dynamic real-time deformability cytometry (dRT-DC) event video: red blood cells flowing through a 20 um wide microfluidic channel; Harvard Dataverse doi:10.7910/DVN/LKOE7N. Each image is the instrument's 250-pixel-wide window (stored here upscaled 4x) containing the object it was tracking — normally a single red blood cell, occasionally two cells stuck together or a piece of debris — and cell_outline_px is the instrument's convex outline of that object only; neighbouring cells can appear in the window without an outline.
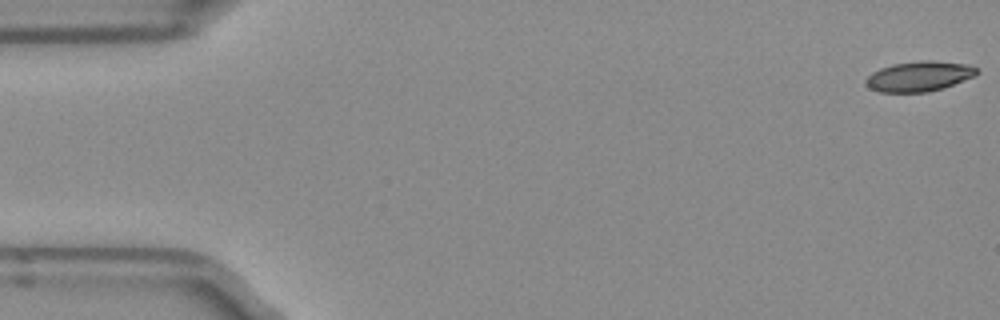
{"species": "Egyptian fruit bat (a non-hibernating species)", "species_latin": "Rousettus aegyptiacus", "temperature_condition": "room temperature", "stored_images_in_passage": 5, "camera_frame_rate_fps": 3000, "um_per_image_px": 0.085, "frame": {"image": 1, "passage_image": 1, "time_ms": 0.0, "image_size_px": [1000, 320], "cell_outline_px": [[980, 72], [972, 76], [952, 84], [928, 92], [880, 92], [868, 88], [864, 80], [872, 72], [880, 68], [892, 64], [920, 60], [932, 60], [968, 64], [976, 68]], "centroid_in_image_um": [78.07, 6.47], "position_along_channel_um": 6.9, "area_um2": 19.36}}
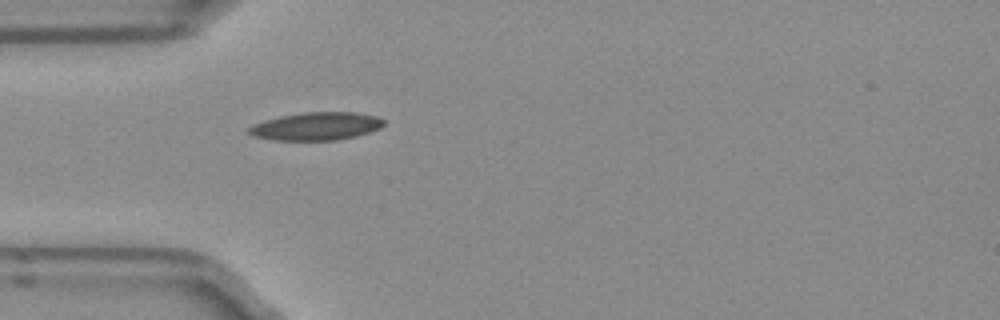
{"frame": {"image": 2, "passage_image": 5, "time_ms": 1.333, "image_size_px": [1000, 320], "cell_outline_px": [[384, 124], [380, 128], [356, 136], [336, 140], [276, 140], [252, 136], [248, 132], [248, 128], [252, 124], [264, 120], [280, 116], [300, 112], [356, 112], [376, 116], [384, 120]], "centroid_in_image_um": [26.86, 10.72], "position_along_channel_um": 58.1, "area_um2": 22.02}}